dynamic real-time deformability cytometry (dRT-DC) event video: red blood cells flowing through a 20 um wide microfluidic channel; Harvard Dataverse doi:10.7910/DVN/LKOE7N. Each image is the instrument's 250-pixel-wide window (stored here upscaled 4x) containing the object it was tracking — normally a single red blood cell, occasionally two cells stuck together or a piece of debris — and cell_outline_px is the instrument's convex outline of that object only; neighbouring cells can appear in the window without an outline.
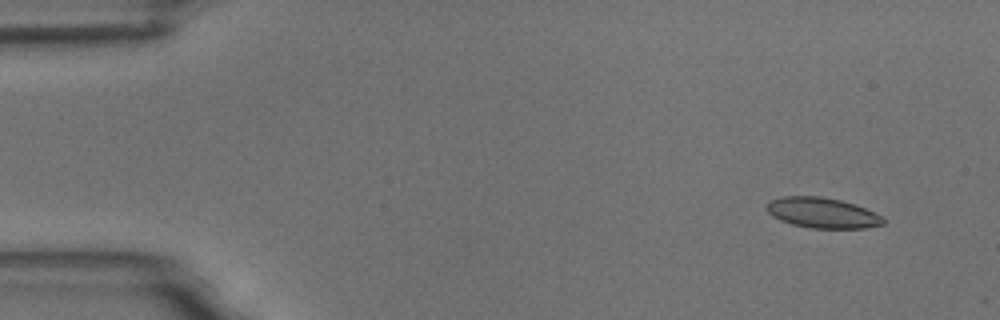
{"species": "common noctule bat (a hibernating species)", "species_latin": "Nyctalus noctula", "temperature_condition": "room temperature", "stored_images_in_passage": 6, "camera_frame_rate_fps": 3000, "um_per_image_px": 0.085, "animal": {"sex": "male", "body_mass_g": 18.8}, "frame": {"image": 1, "passage_image": 1, "time_ms": 0.0, "image_size_px": [1000, 320], "cell_outline_px": [[884, 224], [864, 228], [812, 228], [792, 224], [780, 220], [772, 216], [764, 208], [772, 200], [784, 196], [820, 196], [840, 200], [856, 204], [880, 216], [884, 220]], "centroid_in_image_um": [69.87, 18.09], "position_along_channel_um": 15.1, "area_um2": 20.46}}
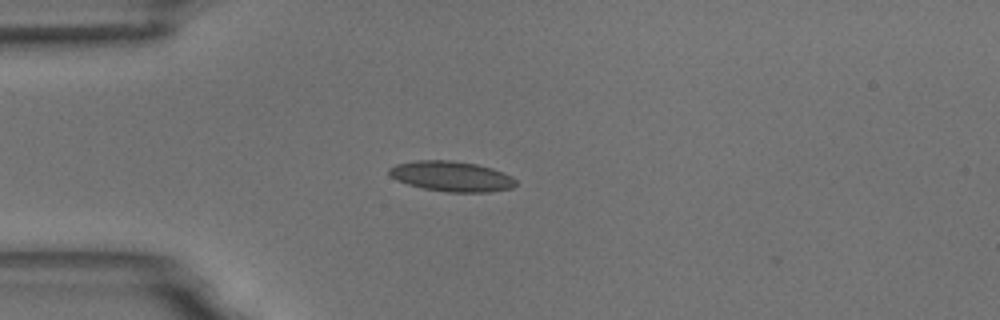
{"frame": {"image": 2, "passage_image": 3, "time_ms": 3.333, "image_size_px": [1000, 320], "cell_outline_px": [[516, 184], [512, 188], [488, 192], [448, 192], [424, 188], [408, 184], [396, 180], [388, 176], [388, 168], [396, 164], [416, 160], [452, 160], [476, 164], [492, 168], [504, 172], [512, 176], [516, 180]], "centroid_in_image_um": [38.36, 14.98], "position_along_channel_um": 46.6, "area_um2": 22.48}}
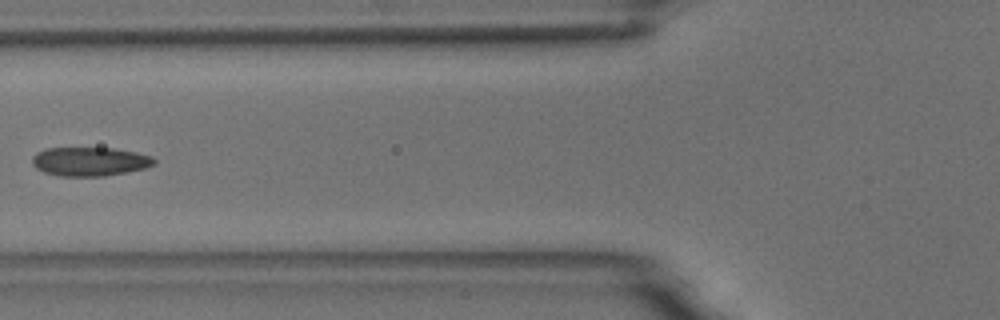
{"frame": {"image": 3, "passage_image": 5, "time_ms": 5.667, "image_size_px": [1000, 320], "cell_outline_px": [[156, 164], [144, 168], [104, 176], [60, 176], [44, 172], [36, 168], [32, 164], [32, 156], [36, 152], [44, 148], [112, 148], [136, 152], [152, 156], [156, 160]], "centroid_in_image_um": [7.61, 13.72], "position_along_channel_um": 118.2, "area_um2": 20.58}}